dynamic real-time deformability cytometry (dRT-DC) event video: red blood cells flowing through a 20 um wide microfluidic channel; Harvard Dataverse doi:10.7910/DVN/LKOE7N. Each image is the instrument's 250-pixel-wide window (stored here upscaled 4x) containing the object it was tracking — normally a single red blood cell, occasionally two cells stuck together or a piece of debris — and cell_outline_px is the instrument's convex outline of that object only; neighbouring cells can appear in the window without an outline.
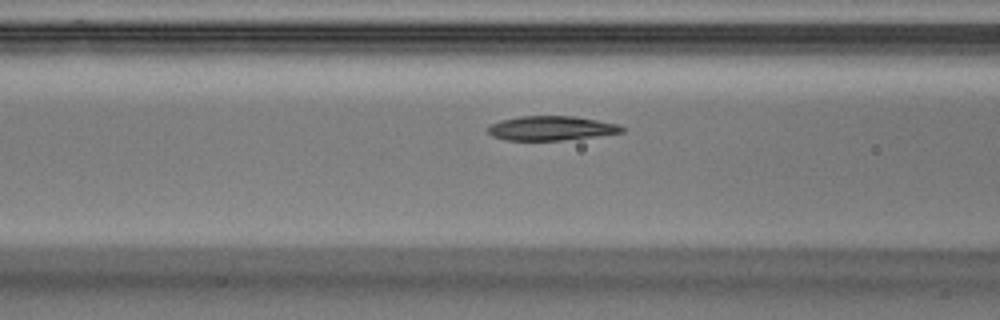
{"species": "Egyptian fruit bat (a non-hibernating species)", "species_latin": "Rousettus aegyptiacus", "temperature_condition": "warm", "stored_images_in_passage": 34, "camera_frame_rate_fps": 3000, "um_per_image_px": 0.085, "animal": {"sex": "male"}, "frame": {"image": 1, "passage_image": 11, "time_ms": 3.333, "image_size_px": [1000, 320], "cell_outline_px": [[624, 132], [596, 136], [564, 140], [508, 140], [492, 136], [484, 128], [500, 120], [520, 116], [576, 116], [620, 124], [624, 128]], "centroid_in_image_um": [46.85, 10.89], "position_along_channel_um": 119.7, "area_um2": 19.13}}
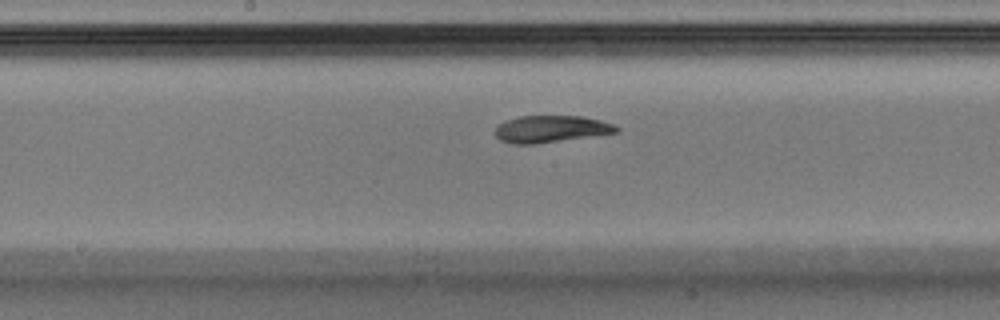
{"frame": {"image": 2, "passage_image": 17, "time_ms": 5.333, "image_size_px": [1000, 320], "cell_outline_px": [[620, 128], [616, 132], [532, 144], [512, 144], [500, 140], [496, 136], [496, 128], [500, 124], [508, 120], [520, 116], [580, 116], [600, 120], [612, 124]], "centroid_in_image_um": [46.79, 10.96], "position_along_channel_um": 201.4, "area_um2": 18.5}}
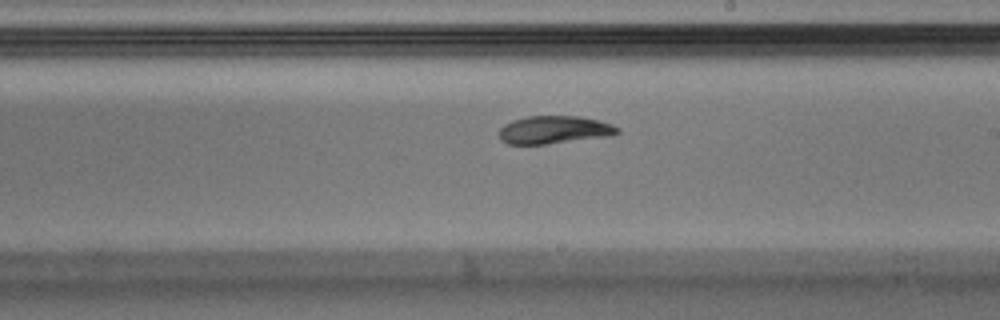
{"frame": {"image": 3, "passage_image": 20, "time_ms": 6.333, "image_size_px": [1000, 320], "cell_outline_px": [[620, 132], [612, 136], [544, 144], [508, 144], [500, 140], [500, 128], [504, 124], [512, 120], [528, 116], [576, 116], [596, 120], [612, 124], [620, 128]], "centroid_in_image_um": [47.11, 11.04], "position_along_channel_um": 241.9, "area_um2": 19.19}, "authors_computed_cell_mechanics": {"area_um2": 19.4786, "velocity_mm_per_s": 4.0836, "shape_relaxation_time_tau1_ms": 8.5939, "shape_relaxation_time_tau2_ms": 7.6194, "deformation_change_tau1": 0.2514, "deformation_change_tau2": 0.1217}}